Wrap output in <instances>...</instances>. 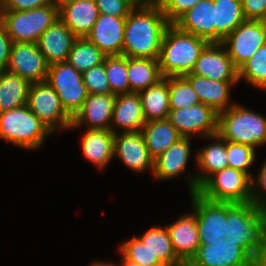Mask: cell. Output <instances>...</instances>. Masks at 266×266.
Returning <instances> with one entry per match:
<instances>
[{"mask_svg":"<svg viewBox=\"0 0 266 266\" xmlns=\"http://www.w3.org/2000/svg\"><path fill=\"white\" fill-rule=\"evenodd\" d=\"M201 244L240 246L255 262L260 253L266 212L252 202H214L190 194Z\"/></svg>","mask_w":266,"mask_h":266,"instance_id":"6da1fadb","label":"cell"},{"mask_svg":"<svg viewBox=\"0 0 266 266\" xmlns=\"http://www.w3.org/2000/svg\"><path fill=\"white\" fill-rule=\"evenodd\" d=\"M170 24L158 4L136 6L126 18L122 55L158 59Z\"/></svg>","mask_w":266,"mask_h":266,"instance_id":"7a4b0ae2","label":"cell"},{"mask_svg":"<svg viewBox=\"0 0 266 266\" xmlns=\"http://www.w3.org/2000/svg\"><path fill=\"white\" fill-rule=\"evenodd\" d=\"M209 42L180 30L171 23L165 30L159 55L163 77H181L192 72L197 59Z\"/></svg>","mask_w":266,"mask_h":266,"instance_id":"3957f363","label":"cell"},{"mask_svg":"<svg viewBox=\"0 0 266 266\" xmlns=\"http://www.w3.org/2000/svg\"><path fill=\"white\" fill-rule=\"evenodd\" d=\"M217 133L226 141L256 149L266 144V116L235 103L218 113Z\"/></svg>","mask_w":266,"mask_h":266,"instance_id":"277c9868","label":"cell"},{"mask_svg":"<svg viewBox=\"0 0 266 266\" xmlns=\"http://www.w3.org/2000/svg\"><path fill=\"white\" fill-rule=\"evenodd\" d=\"M53 132L24 105L0 112V138L26 149L40 148Z\"/></svg>","mask_w":266,"mask_h":266,"instance_id":"5b68a950","label":"cell"},{"mask_svg":"<svg viewBox=\"0 0 266 266\" xmlns=\"http://www.w3.org/2000/svg\"><path fill=\"white\" fill-rule=\"evenodd\" d=\"M59 18L55 4L24 11H4L1 22L13 43H37L41 34Z\"/></svg>","mask_w":266,"mask_h":266,"instance_id":"8992f818","label":"cell"},{"mask_svg":"<svg viewBox=\"0 0 266 266\" xmlns=\"http://www.w3.org/2000/svg\"><path fill=\"white\" fill-rule=\"evenodd\" d=\"M197 193L214 202H251V177L234 168H224L212 174Z\"/></svg>","mask_w":266,"mask_h":266,"instance_id":"52a82bcc","label":"cell"},{"mask_svg":"<svg viewBox=\"0 0 266 266\" xmlns=\"http://www.w3.org/2000/svg\"><path fill=\"white\" fill-rule=\"evenodd\" d=\"M28 108L53 132L69 130L72 117L64 110L61 100L47 81L30 85Z\"/></svg>","mask_w":266,"mask_h":266,"instance_id":"ba28073f","label":"cell"},{"mask_svg":"<svg viewBox=\"0 0 266 266\" xmlns=\"http://www.w3.org/2000/svg\"><path fill=\"white\" fill-rule=\"evenodd\" d=\"M46 81L59 96L64 110L73 118L88 95L82 73L65 61L48 67Z\"/></svg>","mask_w":266,"mask_h":266,"instance_id":"9c48e42d","label":"cell"},{"mask_svg":"<svg viewBox=\"0 0 266 266\" xmlns=\"http://www.w3.org/2000/svg\"><path fill=\"white\" fill-rule=\"evenodd\" d=\"M221 44L239 69L255 52L266 44V21L245 20Z\"/></svg>","mask_w":266,"mask_h":266,"instance_id":"30bf717a","label":"cell"},{"mask_svg":"<svg viewBox=\"0 0 266 266\" xmlns=\"http://www.w3.org/2000/svg\"><path fill=\"white\" fill-rule=\"evenodd\" d=\"M167 119L182 137L192 138L198 134L204 138L218 131V113L203 103L183 109H170Z\"/></svg>","mask_w":266,"mask_h":266,"instance_id":"8fae6325","label":"cell"},{"mask_svg":"<svg viewBox=\"0 0 266 266\" xmlns=\"http://www.w3.org/2000/svg\"><path fill=\"white\" fill-rule=\"evenodd\" d=\"M212 142L200 150H197L196 165L200 172L189 175L186 180L188 183L189 194L198 191V188L214 173L229 167L227 159V141L218 133L204 137ZM214 140V141H213ZM200 173V174H199Z\"/></svg>","mask_w":266,"mask_h":266,"instance_id":"7c38bea8","label":"cell"},{"mask_svg":"<svg viewBox=\"0 0 266 266\" xmlns=\"http://www.w3.org/2000/svg\"><path fill=\"white\" fill-rule=\"evenodd\" d=\"M48 64L37 43H13L7 70L30 84L47 80Z\"/></svg>","mask_w":266,"mask_h":266,"instance_id":"4fadbf2b","label":"cell"},{"mask_svg":"<svg viewBox=\"0 0 266 266\" xmlns=\"http://www.w3.org/2000/svg\"><path fill=\"white\" fill-rule=\"evenodd\" d=\"M114 157H118L124 166L134 173L153 174L154 159L150 156L141 131L119 132L114 139Z\"/></svg>","mask_w":266,"mask_h":266,"instance_id":"5bb4252c","label":"cell"},{"mask_svg":"<svg viewBox=\"0 0 266 266\" xmlns=\"http://www.w3.org/2000/svg\"><path fill=\"white\" fill-rule=\"evenodd\" d=\"M191 73L216 81H239L238 69L221 43H209Z\"/></svg>","mask_w":266,"mask_h":266,"instance_id":"9a60e30c","label":"cell"},{"mask_svg":"<svg viewBox=\"0 0 266 266\" xmlns=\"http://www.w3.org/2000/svg\"><path fill=\"white\" fill-rule=\"evenodd\" d=\"M115 98L113 94H88L69 130L84 124L87 129H110Z\"/></svg>","mask_w":266,"mask_h":266,"instance_id":"2e32d148","label":"cell"},{"mask_svg":"<svg viewBox=\"0 0 266 266\" xmlns=\"http://www.w3.org/2000/svg\"><path fill=\"white\" fill-rule=\"evenodd\" d=\"M126 18L99 14L86 38L107 56L122 55Z\"/></svg>","mask_w":266,"mask_h":266,"instance_id":"e0dca14e","label":"cell"},{"mask_svg":"<svg viewBox=\"0 0 266 266\" xmlns=\"http://www.w3.org/2000/svg\"><path fill=\"white\" fill-rule=\"evenodd\" d=\"M186 266H256L238 245L200 244L197 254Z\"/></svg>","mask_w":266,"mask_h":266,"instance_id":"ac0fdd59","label":"cell"},{"mask_svg":"<svg viewBox=\"0 0 266 266\" xmlns=\"http://www.w3.org/2000/svg\"><path fill=\"white\" fill-rule=\"evenodd\" d=\"M177 257L187 265L197 254L200 246L195 214L184 213L174 223L166 225Z\"/></svg>","mask_w":266,"mask_h":266,"instance_id":"d6986e66","label":"cell"},{"mask_svg":"<svg viewBox=\"0 0 266 266\" xmlns=\"http://www.w3.org/2000/svg\"><path fill=\"white\" fill-rule=\"evenodd\" d=\"M173 24L180 30L216 43L214 0H201L182 14Z\"/></svg>","mask_w":266,"mask_h":266,"instance_id":"ffe728a7","label":"cell"},{"mask_svg":"<svg viewBox=\"0 0 266 266\" xmlns=\"http://www.w3.org/2000/svg\"><path fill=\"white\" fill-rule=\"evenodd\" d=\"M197 94L201 103L213 108L217 113L231 108V88L239 81H216L189 73L183 76Z\"/></svg>","mask_w":266,"mask_h":266,"instance_id":"44dd1931","label":"cell"},{"mask_svg":"<svg viewBox=\"0 0 266 266\" xmlns=\"http://www.w3.org/2000/svg\"><path fill=\"white\" fill-rule=\"evenodd\" d=\"M77 37L58 18L40 36L37 45L48 66L67 61L72 44Z\"/></svg>","mask_w":266,"mask_h":266,"instance_id":"7402d4cb","label":"cell"},{"mask_svg":"<svg viewBox=\"0 0 266 266\" xmlns=\"http://www.w3.org/2000/svg\"><path fill=\"white\" fill-rule=\"evenodd\" d=\"M141 99L138 93L116 95L110 130L116 134L122 132H138L145 125Z\"/></svg>","mask_w":266,"mask_h":266,"instance_id":"603a6c76","label":"cell"},{"mask_svg":"<svg viewBox=\"0 0 266 266\" xmlns=\"http://www.w3.org/2000/svg\"><path fill=\"white\" fill-rule=\"evenodd\" d=\"M191 140L188 137L180 138L154 160V179L172 180L184 175L190 159Z\"/></svg>","mask_w":266,"mask_h":266,"instance_id":"cb8c5ba5","label":"cell"},{"mask_svg":"<svg viewBox=\"0 0 266 266\" xmlns=\"http://www.w3.org/2000/svg\"><path fill=\"white\" fill-rule=\"evenodd\" d=\"M95 0H72L59 7V18L77 37H86L99 16Z\"/></svg>","mask_w":266,"mask_h":266,"instance_id":"d4e9b609","label":"cell"},{"mask_svg":"<svg viewBox=\"0 0 266 266\" xmlns=\"http://www.w3.org/2000/svg\"><path fill=\"white\" fill-rule=\"evenodd\" d=\"M81 139L83 156L97 167L104 169L114 159L115 134L110 129H85Z\"/></svg>","mask_w":266,"mask_h":266,"instance_id":"484cf974","label":"cell"},{"mask_svg":"<svg viewBox=\"0 0 266 266\" xmlns=\"http://www.w3.org/2000/svg\"><path fill=\"white\" fill-rule=\"evenodd\" d=\"M146 122L167 119L170 111L169 77L138 92Z\"/></svg>","mask_w":266,"mask_h":266,"instance_id":"4316f807","label":"cell"},{"mask_svg":"<svg viewBox=\"0 0 266 266\" xmlns=\"http://www.w3.org/2000/svg\"><path fill=\"white\" fill-rule=\"evenodd\" d=\"M141 132L149 154L154 160L182 138L168 119L146 122Z\"/></svg>","mask_w":266,"mask_h":266,"instance_id":"83f0119b","label":"cell"},{"mask_svg":"<svg viewBox=\"0 0 266 266\" xmlns=\"http://www.w3.org/2000/svg\"><path fill=\"white\" fill-rule=\"evenodd\" d=\"M127 73L130 93H138L164 78L158 59L127 57Z\"/></svg>","mask_w":266,"mask_h":266,"instance_id":"f1b7e54d","label":"cell"},{"mask_svg":"<svg viewBox=\"0 0 266 266\" xmlns=\"http://www.w3.org/2000/svg\"><path fill=\"white\" fill-rule=\"evenodd\" d=\"M30 83L8 70L0 71V112L27 104Z\"/></svg>","mask_w":266,"mask_h":266,"instance_id":"f546056e","label":"cell"},{"mask_svg":"<svg viewBox=\"0 0 266 266\" xmlns=\"http://www.w3.org/2000/svg\"><path fill=\"white\" fill-rule=\"evenodd\" d=\"M138 238L164 266H186L175 254L166 226H153Z\"/></svg>","mask_w":266,"mask_h":266,"instance_id":"4dcf8cb0","label":"cell"},{"mask_svg":"<svg viewBox=\"0 0 266 266\" xmlns=\"http://www.w3.org/2000/svg\"><path fill=\"white\" fill-rule=\"evenodd\" d=\"M216 43H221L243 21L241 0H214Z\"/></svg>","mask_w":266,"mask_h":266,"instance_id":"1f68e13d","label":"cell"},{"mask_svg":"<svg viewBox=\"0 0 266 266\" xmlns=\"http://www.w3.org/2000/svg\"><path fill=\"white\" fill-rule=\"evenodd\" d=\"M106 56L95 44L82 37L74 40L67 62L83 73L91 67L103 64Z\"/></svg>","mask_w":266,"mask_h":266,"instance_id":"d6a6232c","label":"cell"},{"mask_svg":"<svg viewBox=\"0 0 266 266\" xmlns=\"http://www.w3.org/2000/svg\"><path fill=\"white\" fill-rule=\"evenodd\" d=\"M242 79L253 87L266 91V44L238 69L239 82Z\"/></svg>","mask_w":266,"mask_h":266,"instance_id":"836d02e7","label":"cell"},{"mask_svg":"<svg viewBox=\"0 0 266 266\" xmlns=\"http://www.w3.org/2000/svg\"><path fill=\"white\" fill-rule=\"evenodd\" d=\"M105 71L111 88V94L120 95L130 93L126 56H106Z\"/></svg>","mask_w":266,"mask_h":266,"instance_id":"e575fe53","label":"cell"},{"mask_svg":"<svg viewBox=\"0 0 266 266\" xmlns=\"http://www.w3.org/2000/svg\"><path fill=\"white\" fill-rule=\"evenodd\" d=\"M170 109H183L200 102L189 82L183 77H169Z\"/></svg>","mask_w":266,"mask_h":266,"instance_id":"d590c367","label":"cell"},{"mask_svg":"<svg viewBox=\"0 0 266 266\" xmlns=\"http://www.w3.org/2000/svg\"><path fill=\"white\" fill-rule=\"evenodd\" d=\"M119 247L120 254L125 259L140 266H164L157 257H153L147 246L137 236L123 241Z\"/></svg>","mask_w":266,"mask_h":266,"instance_id":"8d00e7d4","label":"cell"},{"mask_svg":"<svg viewBox=\"0 0 266 266\" xmlns=\"http://www.w3.org/2000/svg\"><path fill=\"white\" fill-rule=\"evenodd\" d=\"M256 155V149L251 146L227 141V159L229 167L245 172L251 178L253 175L249 170H251L250 167L257 158Z\"/></svg>","mask_w":266,"mask_h":266,"instance_id":"74e56055","label":"cell"},{"mask_svg":"<svg viewBox=\"0 0 266 266\" xmlns=\"http://www.w3.org/2000/svg\"><path fill=\"white\" fill-rule=\"evenodd\" d=\"M82 79L88 94H111V88L103 64L91 67L82 73Z\"/></svg>","mask_w":266,"mask_h":266,"instance_id":"f35d334b","label":"cell"},{"mask_svg":"<svg viewBox=\"0 0 266 266\" xmlns=\"http://www.w3.org/2000/svg\"><path fill=\"white\" fill-rule=\"evenodd\" d=\"M251 202L266 212V159L257 176L251 178Z\"/></svg>","mask_w":266,"mask_h":266,"instance_id":"ab89813d","label":"cell"},{"mask_svg":"<svg viewBox=\"0 0 266 266\" xmlns=\"http://www.w3.org/2000/svg\"><path fill=\"white\" fill-rule=\"evenodd\" d=\"M201 0H158V5L170 23H174L187 10Z\"/></svg>","mask_w":266,"mask_h":266,"instance_id":"60d3db41","label":"cell"},{"mask_svg":"<svg viewBox=\"0 0 266 266\" xmlns=\"http://www.w3.org/2000/svg\"><path fill=\"white\" fill-rule=\"evenodd\" d=\"M99 13L115 17H127L136 7L129 0H95Z\"/></svg>","mask_w":266,"mask_h":266,"instance_id":"b9f144b4","label":"cell"},{"mask_svg":"<svg viewBox=\"0 0 266 266\" xmlns=\"http://www.w3.org/2000/svg\"><path fill=\"white\" fill-rule=\"evenodd\" d=\"M246 20L266 21V0H241Z\"/></svg>","mask_w":266,"mask_h":266,"instance_id":"7bdbcfd3","label":"cell"},{"mask_svg":"<svg viewBox=\"0 0 266 266\" xmlns=\"http://www.w3.org/2000/svg\"><path fill=\"white\" fill-rule=\"evenodd\" d=\"M54 4V0H3L4 11H24Z\"/></svg>","mask_w":266,"mask_h":266,"instance_id":"ee69618b","label":"cell"},{"mask_svg":"<svg viewBox=\"0 0 266 266\" xmlns=\"http://www.w3.org/2000/svg\"><path fill=\"white\" fill-rule=\"evenodd\" d=\"M12 44L5 25L0 21V71L7 70Z\"/></svg>","mask_w":266,"mask_h":266,"instance_id":"f6af8a7d","label":"cell"},{"mask_svg":"<svg viewBox=\"0 0 266 266\" xmlns=\"http://www.w3.org/2000/svg\"><path fill=\"white\" fill-rule=\"evenodd\" d=\"M256 266H266V222L261 236L260 253Z\"/></svg>","mask_w":266,"mask_h":266,"instance_id":"bcb514c9","label":"cell"},{"mask_svg":"<svg viewBox=\"0 0 266 266\" xmlns=\"http://www.w3.org/2000/svg\"><path fill=\"white\" fill-rule=\"evenodd\" d=\"M135 6H151L158 3V0H129Z\"/></svg>","mask_w":266,"mask_h":266,"instance_id":"7dc6e473","label":"cell"},{"mask_svg":"<svg viewBox=\"0 0 266 266\" xmlns=\"http://www.w3.org/2000/svg\"><path fill=\"white\" fill-rule=\"evenodd\" d=\"M89 266H119V264H113L112 262L111 263H107V262H102V261H93Z\"/></svg>","mask_w":266,"mask_h":266,"instance_id":"c3c4849f","label":"cell"},{"mask_svg":"<svg viewBox=\"0 0 266 266\" xmlns=\"http://www.w3.org/2000/svg\"><path fill=\"white\" fill-rule=\"evenodd\" d=\"M120 261H121V264H119V266H140V265H138L136 263H133V262L125 259L123 256L120 259Z\"/></svg>","mask_w":266,"mask_h":266,"instance_id":"681fc988","label":"cell"},{"mask_svg":"<svg viewBox=\"0 0 266 266\" xmlns=\"http://www.w3.org/2000/svg\"><path fill=\"white\" fill-rule=\"evenodd\" d=\"M72 1V0H54V4L59 8L60 6H62L63 4Z\"/></svg>","mask_w":266,"mask_h":266,"instance_id":"f907efd6","label":"cell"},{"mask_svg":"<svg viewBox=\"0 0 266 266\" xmlns=\"http://www.w3.org/2000/svg\"><path fill=\"white\" fill-rule=\"evenodd\" d=\"M4 8H3V0H0V21L2 20Z\"/></svg>","mask_w":266,"mask_h":266,"instance_id":"816d5d0a","label":"cell"}]
</instances>
